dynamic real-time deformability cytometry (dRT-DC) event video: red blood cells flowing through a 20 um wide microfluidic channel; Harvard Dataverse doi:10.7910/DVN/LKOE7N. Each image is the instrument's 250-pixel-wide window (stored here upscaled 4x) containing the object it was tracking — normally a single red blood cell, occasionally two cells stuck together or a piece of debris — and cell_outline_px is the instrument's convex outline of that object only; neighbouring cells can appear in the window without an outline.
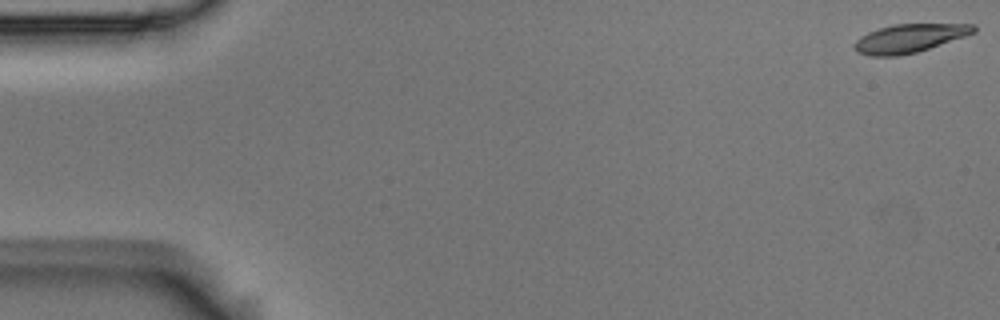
{"species": "Egyptian fruit bat (a non-hibernating species)", "species_latin": "Rousettus aegyptiacus", "temperature_condition": "room temperature", "stored_images_in_passage": 6, "camera_frame_rate_fps": 3000, "um_per_image_px": 0.085, "animal": {"sex": "male"}, "frame": {"image": 1, "passage_image": 1, "time_ms": 0.0, "image_size_px": [1000, 320], "cell_outline_px": [[976, 32], [916, 52], [896, 56], [868, 56], [856, 52], [852, 48], [852, 44], [860, 36], [868, 32], [892, 24], [976, 24]], "centroid_in_image_um": [77.23, 3.26], "position_along_channel_um": 7.8, "area_um2": 19.77}}
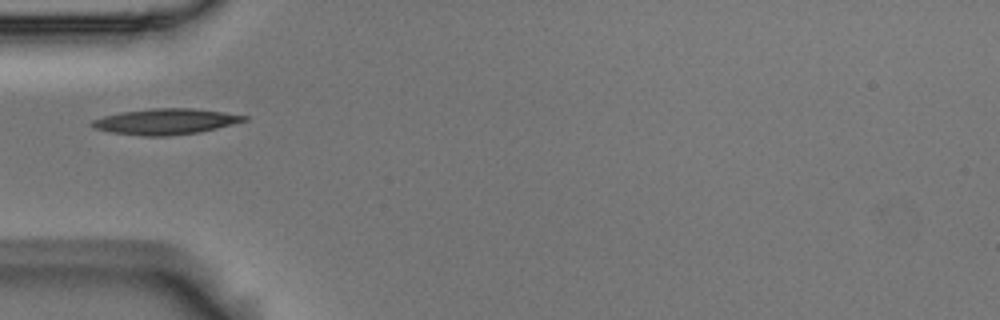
{"frame": {"image": 2, "passage_image": 5, "time_ms": 1.333, "image_size_px": [1000, 320], "cell_outline_px": [[248, 120], [200, 132], [168, 136], [144, 136], [112, 132], [92, 128], [88, 124], [92, 120], [104, 116], [120, 112], [152, 108], [192, 108], [248, 116]], "centroid_in_image_um": [14.02, 10.33], "position_along_channel_um": 71.0, "area_um2": 22.77}}
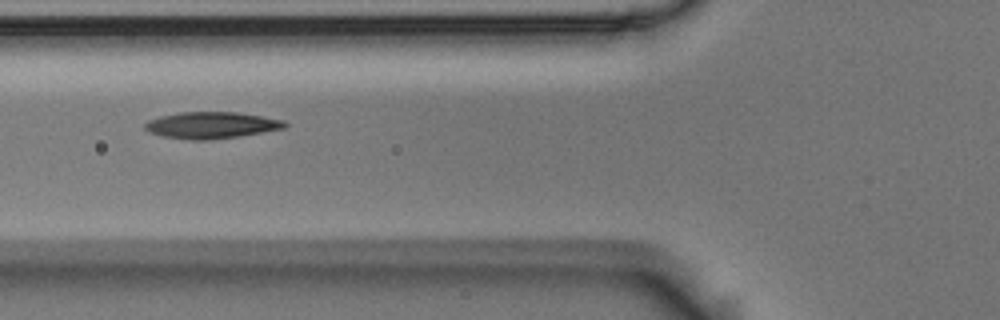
{"frame": {"image": 3, "passage_image": 6, "time_ms": 1.667, "image_size_px": [1000, 320], "cell_outline_px": [[288, 124], [284, 128], [240, 136], [208, 140], [188, 140], [160, 136], [148, 132], [144, 128], [144, 124], [148, 120], [160, 116], [180, 112], [240, 112], [284, 120]], "centroid_in_image_um": [17.93, 10.64], "position_along_channel_um": 107.9, "area_um2": 21.85}}